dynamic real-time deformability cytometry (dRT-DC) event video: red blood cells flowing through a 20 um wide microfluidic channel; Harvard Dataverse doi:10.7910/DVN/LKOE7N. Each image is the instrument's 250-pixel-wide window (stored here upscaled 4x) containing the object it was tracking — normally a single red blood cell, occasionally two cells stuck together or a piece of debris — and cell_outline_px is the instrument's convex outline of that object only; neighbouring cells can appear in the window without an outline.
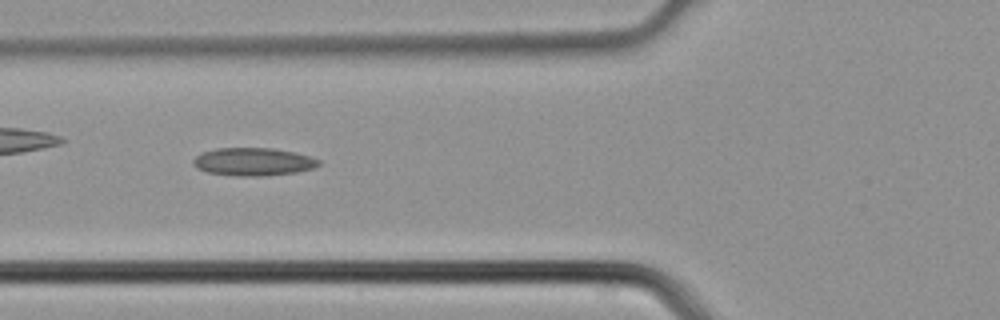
{"species": "common noctule bat (a hibernating species)", "species_latin": "Nyctalus noctula", "temperature_condition": "cold", "stored_images_in_passage": 5, "camera_frame_rate_fps": 3000, "um_per_image_px": 0.085, "animal": {"sex": "male", "body_mass_g": 21.5, "forearm_length_mm": 52.0}, "frame": {"image": 1, "passage_image": 5, "time_ms": 1.333, "image_size_px": [1000, 320], "cell_outline_px": [[320, 164], [312, 168], [296, 172], [264, 176], [236, 176], [208, 172], [196, 168], [192, 164], [192, 160], [196, 156], [204, 152], [216, 148], [272, 148], [296, 152], [320, 160]], "centroid_in_image_um": [21.51, 13.75], "position_along_channel_um": 104.3, "area_um2": 20.4}}